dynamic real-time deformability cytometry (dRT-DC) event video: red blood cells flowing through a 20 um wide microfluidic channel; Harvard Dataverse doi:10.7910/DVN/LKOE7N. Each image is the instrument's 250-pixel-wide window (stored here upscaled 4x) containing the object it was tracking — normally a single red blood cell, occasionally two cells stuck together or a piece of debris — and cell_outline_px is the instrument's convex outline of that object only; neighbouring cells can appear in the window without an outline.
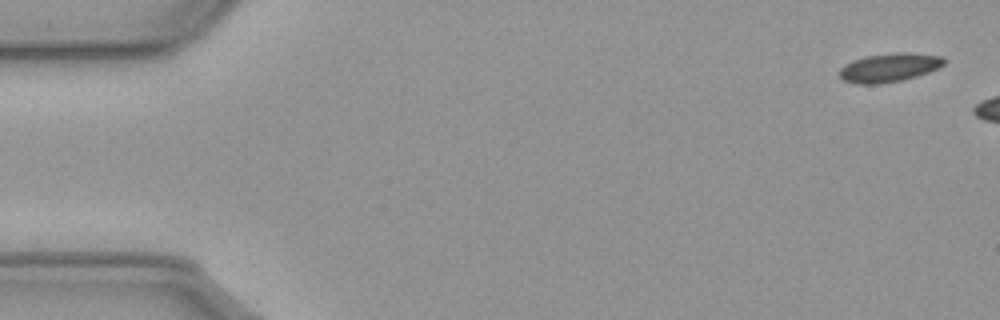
{"species": "common noctule bat (a hibernating species)", "species_latin": "Nyctalus noctula", "temperature_condition": "cold", "stored_images_in_passage": 8, "camera_frame_rate_fps": 3000, "um_per_image_px": 0.085, "animal": {"sex": "male", "body_mass_g": 23.1, "forearm_length_mm": 52.7}, "frame": {"image": 1, "passage_image": 1, "time_ms": 0.0, "image_size_px": [1000, 320], "cell_outline_px": [[944, 64], [928, 72], [916, 76], [900, 80], [880, 84], [856, 84], [844, 80], [840, 76], [840, 68], [844, 64], [852, 60], [864, 56], [896, 52], [908, 52], [944, 56]], "centroid_in_image_um": [75.56, 5.73], "position_along_channel_um": 9.4, "area_um2": 17.51}}